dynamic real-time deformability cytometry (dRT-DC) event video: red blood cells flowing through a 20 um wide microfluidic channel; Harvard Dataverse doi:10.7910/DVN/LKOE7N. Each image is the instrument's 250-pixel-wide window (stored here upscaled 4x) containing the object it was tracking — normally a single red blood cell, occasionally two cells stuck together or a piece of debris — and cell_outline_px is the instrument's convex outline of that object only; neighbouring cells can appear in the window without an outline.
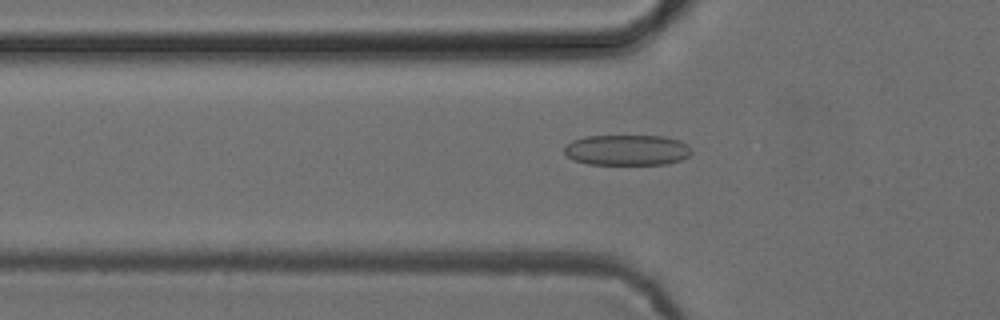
{"species": "common noctule bat (a hibernating species)", "species_latin": "Nyctalus noctula", "temperature_condition": "cold", "stored_images_in_passage": 29, "camera_frame_rate_fps": 3000, "um_per_image_px": 0.085, "animal": {"sex": "female", "body_mass_g": 24.6, "forearm_length_mm": 56.2}, "frame": {"image": 1, "passage_image": 18, "time_ms": 5.667, "image_size_px": [1000, 320], "cell_outline_px": [[692, 152], [688, 156], [680, 160], [668, 164], [588, 164], [572, 160], [564, 152], [564, 148], [572, 140], [584, 136], [664, 136], [680, 140], [688, 144], [692, 148]], "centroid_in_image_um": [53.32, 12.75], "position_along_channel_um": 72.5, "area_um2": 22.89}}
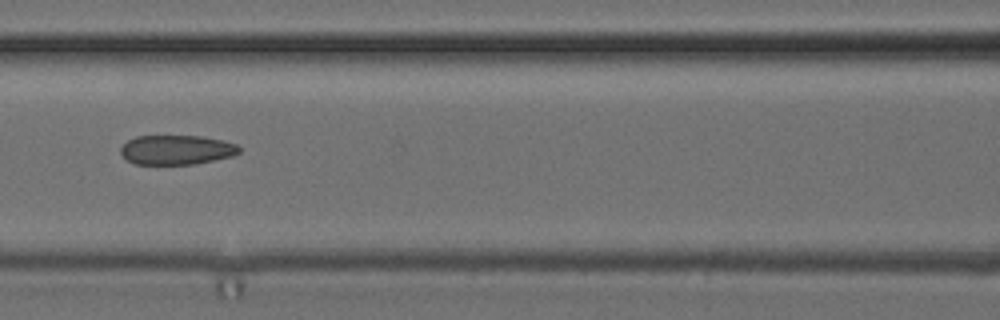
{"frame": {"image": 2, "passage_image": 24, "time_ms": 7.667, "image_size_px": [1000, 320], "cell_outline_px": [[240, 152], [232, 156], [196, 164], [136, 164], [128, 160], [120, 152], [120, 148], [128, 140], [136, 136], [200, 136], [220, 140], [236, 144], [240, 148]], "centroid_in_image_um": [15.0, 12.74], "position_along_channel_um": 151.6, "area_um2": 20.23}}
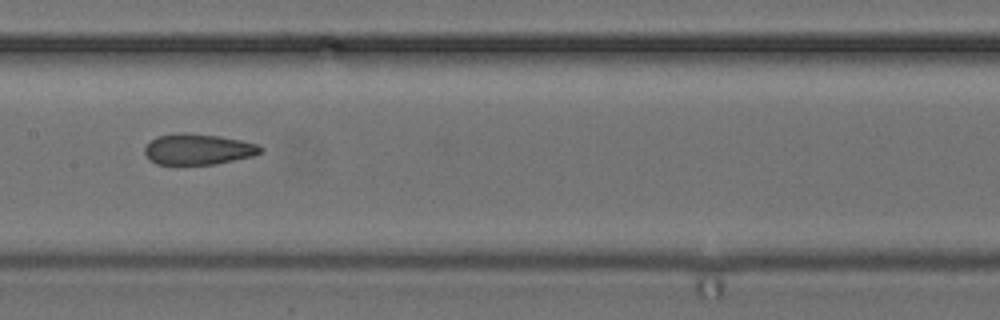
{"frame": {"image": 3, "passage_image": 27, "time_ms": 8.667, "image_size_px": [1000, 320], "cell_outline_px": [[264, 148], [260, 152], [252, 156], [216, 164], [156, 164], [148, 160], [144, 152], [144, 148], [156, 136], [180, 132], [184, 132], [220, 136], [240, 140], [256, 144]], "centroid_in_image_um": [16.8, 12.68], "position_along_channel_um": 190.6, "area_um2": 20.81}}